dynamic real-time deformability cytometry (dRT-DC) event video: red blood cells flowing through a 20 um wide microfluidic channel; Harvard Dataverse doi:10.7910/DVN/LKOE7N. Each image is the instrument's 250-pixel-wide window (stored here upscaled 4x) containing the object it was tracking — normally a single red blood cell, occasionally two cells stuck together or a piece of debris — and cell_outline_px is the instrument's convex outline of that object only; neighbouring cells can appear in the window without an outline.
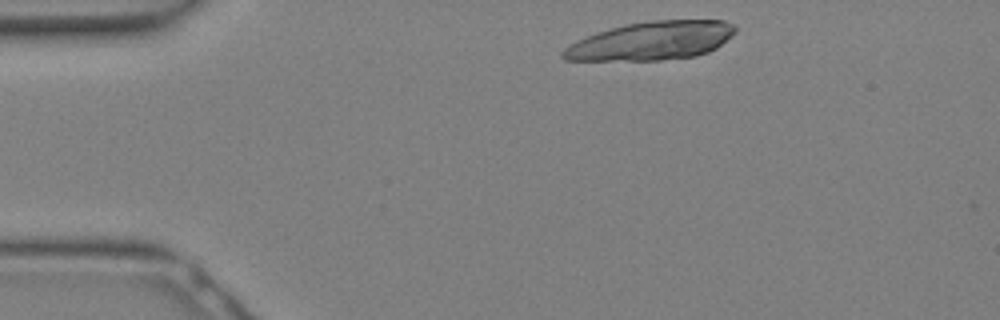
{"species": "Egyptian fruit bat (a non-hibernating species)", "species_latin": "Rousettus aegyptiacus", "temperature_condition": "warm", "stored_images_in_passage": 14, "camera_frame_rate_fps": 3000, "um_per_image_px": 0.085, "animal": {"sex": "female"}, "frame": {"image": 1, "passage_image": 1, "time_ms": 0.0, "image_size_px": [1000, 320], "cell_outline_px": [[736, 32], [732, 36], [716, 48], [708, 52], [696, 56], [660, 60], [564, 60], [560, 56], [560, 52], [564, 48], [576, 40], [596, 32], [628, 24], [652, 20], [724, 20], [736, 24]], "centroid_in_image_um": [55.39, 3.47], "position_along_channel_um": 29.6, "area_um2": 38.73}}